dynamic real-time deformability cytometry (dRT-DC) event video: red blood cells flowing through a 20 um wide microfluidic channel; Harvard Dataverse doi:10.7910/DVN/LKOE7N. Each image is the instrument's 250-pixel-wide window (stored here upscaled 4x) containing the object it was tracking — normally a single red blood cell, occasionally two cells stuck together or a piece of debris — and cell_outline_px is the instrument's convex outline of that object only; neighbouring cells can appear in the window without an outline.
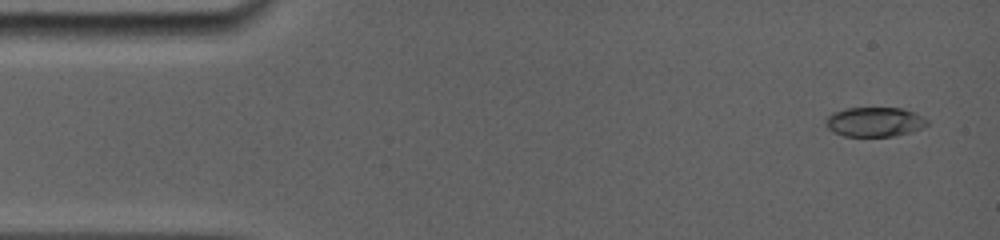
{"species": "common noctule bat (a hibernating species)", "species_latin": "Nyctalus noctula", "temperature_condition": "room temperature", "stored_images_in_passage": 25, "camera_frame_rate_fps": 5000, "um_per_image_px": 0.085, "animal": {"sex": "female", "body_mass_g": 19.0, "forearm_length_mm": 56.7}, "frame": {"image": 1, "passage_image": 1, "time_ms": 0.0, "image_size_px": [1000, 240], "cell_outline_px": [[928, 124], [912, 132], [892, 136], [844, 136], [832, 132], [824, 124], [824, 120], [832, 112], [848, 108], [900, 108], [916, 112], [928, 120]], "centroid_in_image_um": [74.31, 10.36], "position_along_channel_um": 10.7, "area_um2": 17.57}}
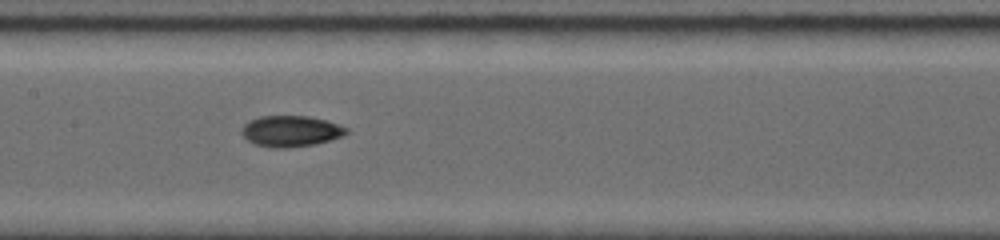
{"frame": {"image": 2, "passage_image": 13, "time_ms": 7.2, "image_size_px": [1000, 240], "cell_outline_px": [[348, 132], [344, 136], [332, 140], [316, 144], [288, 148], [272, 148], [256, 144], [248, 140], [240, 132], [240, 128], [248, 120], [260, 116], [308, 116], [340, 124], [348, 128]], "centroid_in_image_um": [24.72, 11.15], "position_along_channel_um": 182.7, "area_um2": 19.19}}
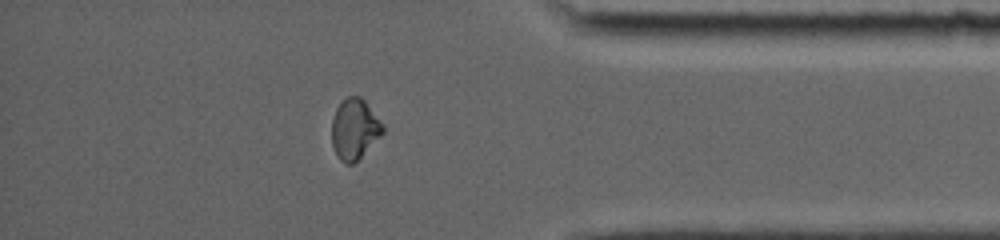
{"frame": {"image": 3, "passage_image": 22, "time_ms": 13.2, "image_size_px": [1000, 240], "cell_outline_px": [[384, 132], [352, 164], [344, 164], [340, 160], [332, 144], [332, 120], [336, 108], [348, 96], [360, 96], [364, 100], [384, 124]], "centroid_in_image_um": [30.14, 10.95], "position_along_channel_um": 405.1, "area_um2": 17.69}, "authors_computed_cell_mechanics": {"area_um2": 18.207, "velocity_mm_per_s": 3.8776, "shape_relaxation_time_tau1_ms": null, "shape_relaxation_time_tau2_ms": 4.9199, "deformation_change_tau1": null, "deformation_change_tau2": 0.0774}}